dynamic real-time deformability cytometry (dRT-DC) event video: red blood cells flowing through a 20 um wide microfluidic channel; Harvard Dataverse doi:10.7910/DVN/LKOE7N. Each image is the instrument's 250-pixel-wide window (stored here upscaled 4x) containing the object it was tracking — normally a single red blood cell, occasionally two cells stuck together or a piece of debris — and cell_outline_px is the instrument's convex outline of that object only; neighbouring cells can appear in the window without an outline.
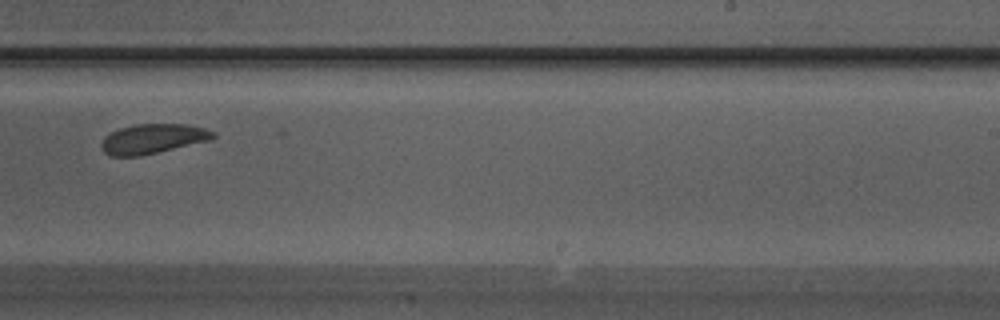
{"species": "Egyptian fruit bat (a non-hibernating species)", "species_latin": "Rousettus aegyptiacus", "temperature_condition": "warm", "stored_images_in_passage": 28, "camera_frame_rate_fps": 3000, "um_per_image_px": 0.085, "animal": {"sex": "male"}, "frame": {"image": 1, "passage_image": 16, "time_ms": 5.0, "image_size_px": [1000, 320], "cell_outline_px": [[216, 136], [212, 140], [140, 156], [112, 156], [104, 152], [100, 148], [100, 144], [104, 136], [120, 128], [136, 124], [188, 124], [204, 128], [216, 132]], "centroid_in_image_um": [13.0, 11.8], "position_along_channel_um": 276.0, "area_um2": 19.48}}
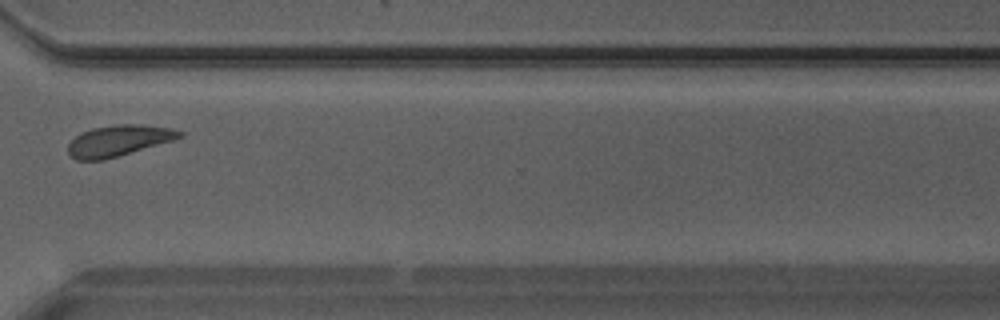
{"frame": {"image": 2, "passage_image": 20, "time_ms": 6.333, "image_size_px": [1000, 320], "cell_outline_px": [[184, 136], [172, 140], [104, 160], [76, 160], [68, 152], [68, 144], [80, 132], [92, 128], [116, 124], [140, 124], [172, 128], [184, 132]], "centroid_in_image_um": [10.07, 11.94], "position_along_channel_um": 360.5, "area_um2": 20.06}}